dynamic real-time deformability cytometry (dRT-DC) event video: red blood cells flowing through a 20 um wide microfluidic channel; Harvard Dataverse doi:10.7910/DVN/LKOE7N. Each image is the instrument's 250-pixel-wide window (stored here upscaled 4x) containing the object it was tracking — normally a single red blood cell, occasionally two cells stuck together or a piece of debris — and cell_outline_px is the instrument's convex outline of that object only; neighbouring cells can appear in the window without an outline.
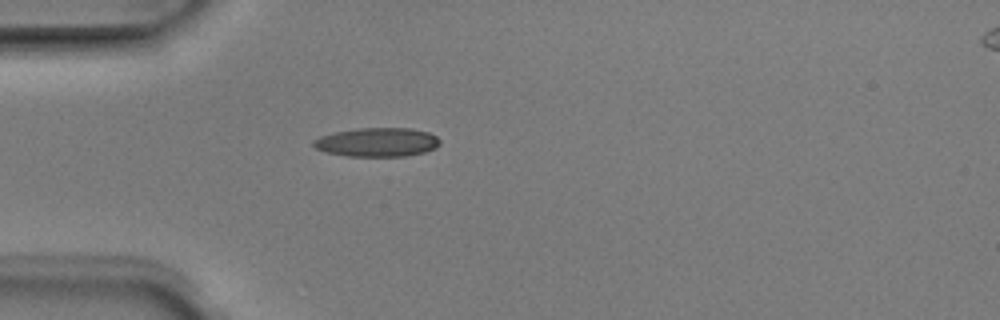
{"species": "Egyptian fruit bat (a non-hibernating species)", "species_latin": "Rousettus aegyptiacus", "temperature_condition": "room temperature", "stored_images_in_passage": 3, "camera_frame_rate_fps": 3000, "um_per_image_px": 0.085, "animal": {"sex": "male"}, "frame": {"image": 1, "passage_image": 3, "time_ms": 0.667, "image_size_px": [1000, 320], "cell_outline_px": [[440, 144], [436, 148], [424, 152], [404, 156], [348, 156], [324, 152], [316, 148], [312, 144], [312, 140], [320, 136], [336, 132], [356, 128], [412, 128], [428, 132], [436, 136], [440, 140]], "centroid_in_image_um": [32.06, 12.08], "position_along_channel_um": 52.9, "area_um2": 21.39}}